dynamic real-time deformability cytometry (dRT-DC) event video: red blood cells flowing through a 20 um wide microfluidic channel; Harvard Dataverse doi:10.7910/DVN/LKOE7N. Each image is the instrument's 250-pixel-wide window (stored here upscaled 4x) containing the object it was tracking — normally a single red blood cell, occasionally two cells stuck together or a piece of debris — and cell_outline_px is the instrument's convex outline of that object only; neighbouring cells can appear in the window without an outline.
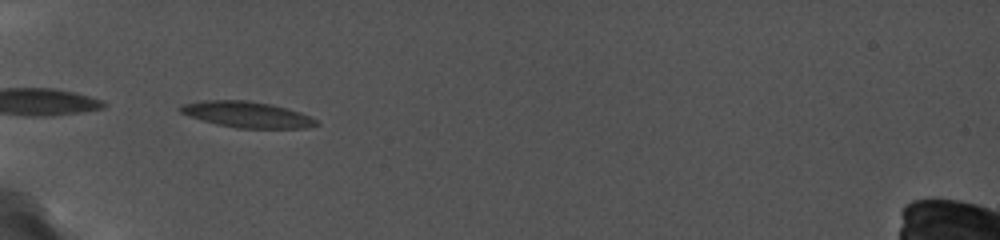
{"species": "common noctule bat (a hibernating species)", "species_latin": "Nyctalus noctula", "temperature_condition": "cold", "stored_images_in_passage": 5, "camera_frame_rate_fps": 5000, "um_per_image_px": 0.085, "animal": {"sex": "female", "body_mass_g": 19.0, "forearm_length_mm": 56.7}, "frame": {"image": 1, "passage_image": 1, "time_ms": 0.0, "image_size_px": [1000, 240], "cell_outline_px": [[320, 124], [308, 128], [236, 128], [216, 124], [200, 120], [188, 116], [180, 112], [180, 108], [184, 104], [204, 100], [244, 100], [268, 104], [300, 112], [316, 120]], "centroid_in_image_um": [20.98, 9.75], "position_along_channel_um": 64.0, "area_um2": 20.35}}